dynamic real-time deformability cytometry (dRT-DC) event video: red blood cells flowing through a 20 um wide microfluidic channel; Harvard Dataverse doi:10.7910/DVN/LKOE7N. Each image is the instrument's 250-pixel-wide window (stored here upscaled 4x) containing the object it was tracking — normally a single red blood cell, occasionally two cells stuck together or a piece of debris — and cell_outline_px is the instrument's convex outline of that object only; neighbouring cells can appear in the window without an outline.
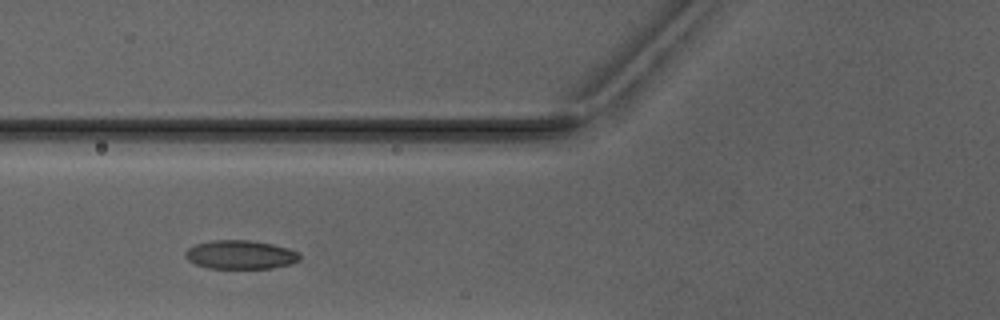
{"species": "Egyptian fruit bat (a non-hibernating species)", "species_latin": "Rousettus aegyptiacus", "temperature_condition": "warm", "stored_images_in_passage": 4, "camera_frame_rate_fps": 3000, "um_per_image_px": 0.085, "animal": {"sex": "male"}, "frame": {"image": 1, "passage_image": 2, "time_ms": 1.0, "image_size_px": [1000, 320], "cell_outline_px": [[300, 260], [292, 264], [272, 268], [208, 268], [196, 264], [188, 260], [184, 256], [184, 252], [188, 248], [196, 244], [212, 240], [248, 240], [272, 244], [288, 248], [300, 252]], "centroid_in_image_um": [20.45, 21.65], "position_along_channel_um": 105.4, "area_um2": 19.25}}
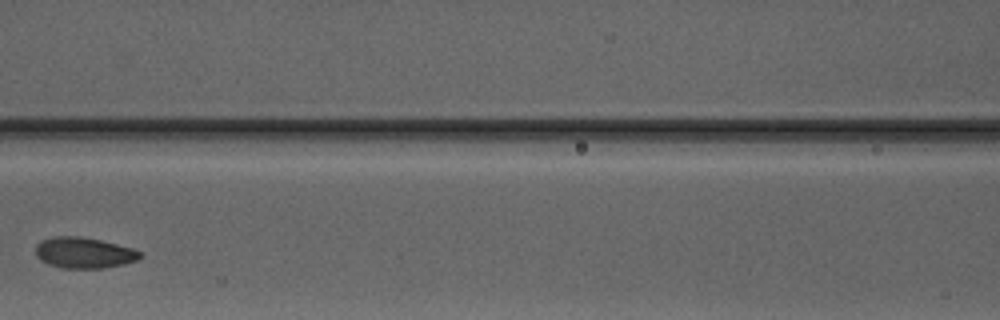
{"frame": {"image": 2, "passage_image": 3, "time_ms": 2.333, "image_size_px": [1000, 320], "cell_outline_px": [[144, 256], [136, 260], [124, 264], [100, 268], [64, 268], [48, 264], [40, 260], [36, 256], [36, 244], [40, 240], [52, 236], [80, 236], [100, 240], [132, 248], [140, 252]], "centroid_in_image_um": [7.1, 21.48], "position_along_channel_um": 159.5, "area_um2": 18.84}}
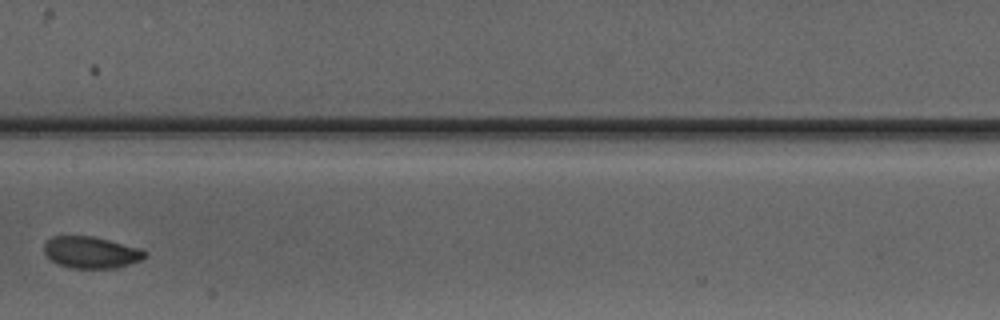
{"frame": {"image": 3, "passage_image": 4, "time_ms": 3.333, "image_size_px": [1000, 320], "cell_outline_px": [[148, 256], [140, 260], [116, 268], [68, 268], [52, 260], [44, 252], [44, 244], [52, 236], [92, 236], [140, 248], [148, 252]], "centroid_in_image_um": [7.76, 21.45], "position_along_channel_um": 199.6, "area_um2": 18.5}}